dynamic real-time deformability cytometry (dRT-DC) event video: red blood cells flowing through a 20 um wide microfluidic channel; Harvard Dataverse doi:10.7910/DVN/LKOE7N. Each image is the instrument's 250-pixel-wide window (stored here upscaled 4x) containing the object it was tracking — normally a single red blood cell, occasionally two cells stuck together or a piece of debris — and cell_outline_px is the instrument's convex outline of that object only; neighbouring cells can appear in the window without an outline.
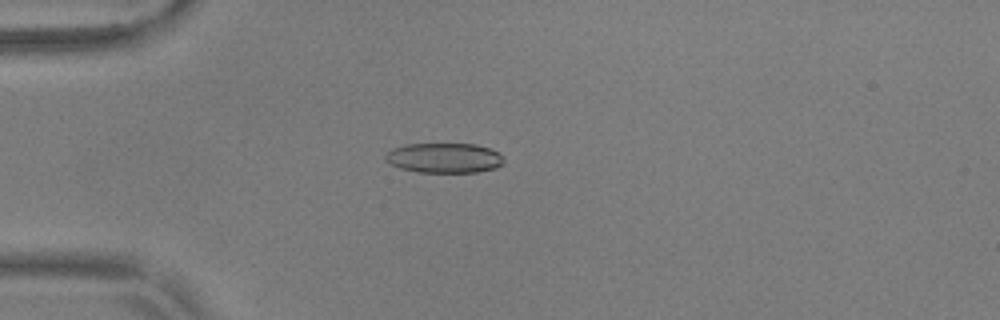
{"species": "common noctule bat (a hibernating species)", "species_latin": "Nyctalus noctula", "temperature_condition": "warm", "stored_images_in_passage": 55, "camera_frame_rate_fps": 3000, "um_per_image_px": 0.085, "animal": {"sex": "male", "body_mass_g": 17.9, "forearm_length_mm": 54.2}, "frame": {"image": 1, "passage_image": 15, "time_ms": 4.667, "image_size_px": [1000, 320], "cell_outline_px": [[504, 164], [496, 168], [476, 172], [416, 172], [400, 168], [384, 160], [384, 156], [392, 148], [404, 144], [476, 144], [488, 148], [496, 152], [504, 160]], "centroid_in_image_um": [37.73, 13.42], "position_along_channel_um": 47.3, "area_um2": 20.63}}
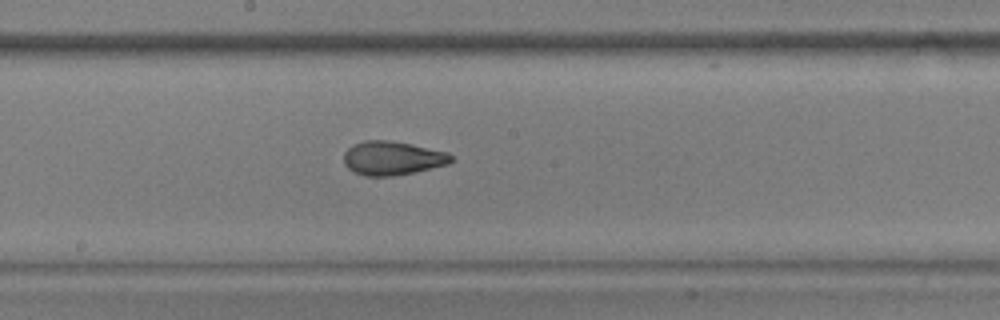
{"frame": {"image": 2, "passage_image": 30, "time_ms": 9.667, "image_size_px": [1000, 320], "cell_outline_px": [[452, 160], [448, 164], [412, 172], [392, 176], [364, 176], [352, 172], [344, 164], [344, 152], [352, 144], [364, 140], [388, 140], [412, 144], [448, 152], [452, 156]], "centroid_in_image_um": [33.31, 13.43], "position_along_channel_um": 214.9, "area_um2": 21.21}}
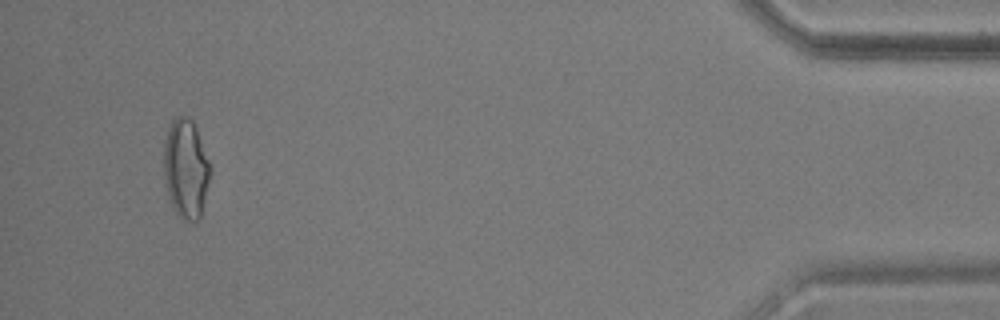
{"frame": {"image": 3, "passage_image": 52, "time_ms": 17.0, "image_size_px": [1000, 320], "cell_outline_px": [[208, 184], [200, 216], [196, 220], [188, 220], [180, 216], [176, 212], [168, 196], [164, 176], [164, 144], [168, 128], [172, 120], [176, 116], [184, 116], [192, 120], [196, 128], [208, 160]], "centroid_in_image_um": [15.76, 14.3], "position_along_channel_um": 419.4, "area_um2": 26.01}, "authors_computed_cell_mechanics": {"area_um2": 21.386, "velocity_mm_per_s": 3.7159, "shape_relaxation_time_tau1_ms": 8.5944, "shape_relaxation_time_tau2_ms": 1.6554, "deformation_change_tau1": 0.2226, "deformation_change_tau2": 0.0772}}